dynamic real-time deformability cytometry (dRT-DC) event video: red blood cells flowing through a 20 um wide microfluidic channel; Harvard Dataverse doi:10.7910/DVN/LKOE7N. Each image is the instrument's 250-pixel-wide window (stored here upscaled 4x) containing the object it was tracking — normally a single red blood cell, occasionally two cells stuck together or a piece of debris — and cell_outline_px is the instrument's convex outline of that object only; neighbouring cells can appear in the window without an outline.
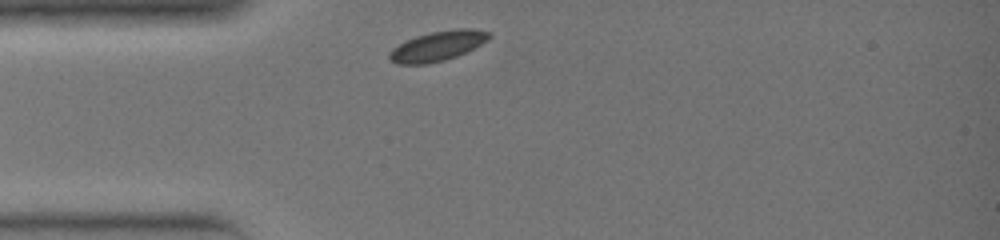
{"species": "common noctule bat (a hibernating species)", "species_latin": "Nyctalus noctula", "temperature_condition": "warm", "stored_images_in_passage": 22, "camera_frame_rate_fps": 3000, "um_per_image_px": 0.085, "animal": {"sex": "female", "body_mass_g": 19.0, "forearm_length_mm": 51.5}, "frame": {"image": 1, "passage_image": 1, "time_ms": 0.0, "image_size_px": [1000, 240], "cell_outline_px": [[492, 36], [488, 40], [456, 56], [444, 60], [428, 64], [396, 64], [388, 60], [388, 52], [392, 48], [416, 36], [432, 32], [456, 28], [472, 28], [492, 32]], "centroid_in_image_um": [37.19, 3.91], "position_along_channel_um": 47.8, "area_um2": 17.34}}
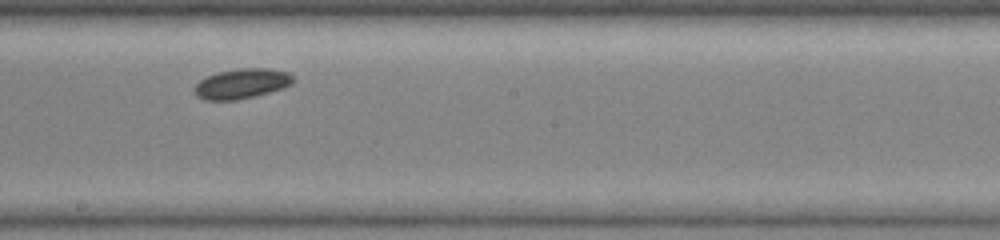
{"frame": {"image": 2, "passage_image": 12, "time_ms": 3.667, "image_size_px": [1000, 240], "cell_outline_px": [[292, 84], [284, 88], [256, 96], [236, 100], [204, 100], [196, 96], [192, 88], [200, 80], [216, 72], [240, 68], [268, 68], [288, 72], [292, 76]], "centroid_in_image_um": [20.52, 7.11], "position_along_channel_um": 227.7, "area_um2": 17.4}}
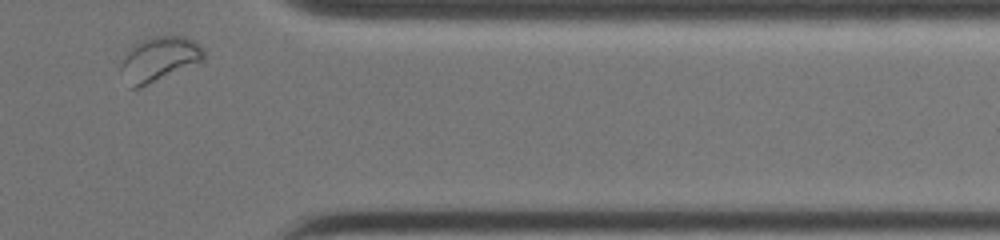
{"frame": {"image": 3, "passage_image": 22, "time_ms": 7.0, "image_size_px": [1000, 240], "cell_outline_px": [[204, 60], [140, 88], [128, 88], [120, 68], [120, 64], [128, 48], [132, 44], [148, 36], [164, 32], [168, 32], [184, 36], [200, 44], [204, 48]], "centroid_in_image_um": [13.5, 4.95], "position_along_channel_um": 397.9, "area_um2": 22.43}}